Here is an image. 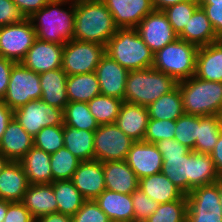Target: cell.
I'll use <instances>...</instances> for the list:
<instances>
[{"label": "cell", "instance_id": "7bdbcfd3", "mask_svg": "<svg viewBox=\"0 0 222 222\" xmlns=\"http://www.w3.org/2000/svg\"><path fill=\"white\" fill-rule=\"evenodd\" d=\"M34 147L44 150L48 154L55 153L64 147L63 125L42 128L34 137Z\"/></svg>", "mask_w": 222, "mask_h": 222}, {"label": "cell", "instance_id": "74e56055", "mask_svg": "<svg viewBox=\"0 0 222 222\" xmlns=\"http://www.w3.org/2000/svg\"><path fill=\"white\" fill-rule=\"evenodd\" d=\"M122 103L123 100L119 98L100 94L92 98L88 106L96 122L103 125L116 122Z\"/></svg>", "mask_w": 222, "mask_h": 222}, {"label": "cell", "instance_id": "94428289", "mask_svg": "<svg viewBox=\"0 0 222 222\" xmlns=\"http://www.w3.org/2000/svg\"><path fill=\"white\" fill-rule=\"evenodd\" d=\"M222 0H199V2H221Z\"/></svg>", "mask_w": 222, "mask_h": 222}, {"label": "cell", "instance_id": "5bb4252c", "mask_svg": "<svg viewBox=\"0 0 222 222\" xmlns=\"http://www.w3.org/2000/svg\"><path fill=\"white\" fill-rule=\"evenodd\" d=\"M136 29L144 43L154 53L178 38L163 11L154 10L149 13L137 25Z\"/></svg>", "mask_w": 222, "mask_h": 222}, {"label": "cell", "instance_id": "277c9868", "mask_svg": "<svg viewBox=\"0 0 222 222\" xmlns=\"http://www.w3.org/2000/svg\"><path fill=\"white\" fill-rule=\"evenodd\" d=\"M184 114L222 116V82L196 76L178 82Z\"/></svg>", "mask_w": 222, "mask_h": 222}, {"label": "cell", "instance_id": "91938a15", "mask_svg": "<svg viewBox=\"0 0 222 222\" xmlns=\"http://www.w3.org/2000/svg\"><path fill=\"white\" fill-rule=\"evenodd\" d=\"M216 183H217L218 191L220 194V203H221V210H222V176L218 178Z\"/></svg>", "mask_w": 222, "mask_h": 222}, {"label": "cell", "instance_id": "9a60e30c", "mask_svg": "<svg viewBox=\"0 0 222 222\" xmlns=\"http://www.w3.org/2000/svg\"><path fill=\"white\" fill-rule=\"evenodd\" d=\"M125 161L138 180L160 173L163 166L162 154L156 145L144 141H135L131 145Z\"/></svg>", "mask_w": 222, "mask_h": 222}, {"label": "cell", "instance_id": "9c48e42d", "mask_svg": "<svg viewBox=\"0 0 222 222\" xmlns=\"http://www.w3.org/2000/svg\"><path fill=\"white\" fill-rule=\"evenodd\" d=\"M41 96L40 75L21 62L15 63L3 102L14 111L29 101L41 99Z\"/></svg>", "mask_w": 222, "mask_h": 222}, {"label": "cell", "instance_id": "30bf717a", "mask_svg": "<svg viewBox=\"0 0 222 222\" xmlns=\"http://www.w3.org/2000/svg\"><path fill=\"white\" fill-rule=\"evenodd\" d=\"M134 142L115 123L99 125L94 134V160L123 161Z\"/></svg>", "mask_w": 222, "mask_h": 222}, {"label": "cell", "instance_id": "4fadbf2b", "mask_svg": "<svg viewBox=\"0 0 222 222\" xmlns=\"http://www.w3.org/2000/svg\"><path fill=\"white\" fill-rule=\"evenodd\" d=\"M14 118L32 137L44 127L64 125L63 110L41 99L29 101L14 110Z\"/></svg>", "mask_w": 222, "mask_h": 222}, {"label": "cell", "instance_id": "4316f807", "mask_svg": "<svg viewBox=\"0 0 222 222\" xmlns=\"http://www.w3.org/2000/svg\"><path fill=\"white\" fill-rule=\"evenodd\" d=\"M95 202L110 221L134 222L131 194H123L105 189Z\"/></svg>", "mask_w": 222, "mask_h": 222}, {"label": "cell", "instance_id": "d4e9b609", "mask_svg": "<svg viewBox=\"0 0 222 222\" xmlns=\"http://www.w3.org/2000/svg\"><path fill=\"white\" fill-rule=\"evenodd\" d=\"M194 76L201 80L222 82V39L199 47Z\"/></svg>", "mask_w": 222, "mask_h": 222}, {"label": "cell", "instance_id": "ab89813d", "mask_svg": "<svg viewBox=\"0 0 222 222\" xmlns=\"http://www.w3.org/2000/svg\"><path fill=\"white\" fill-rule=\"evenodd\" d=\"M187 208V198L159 204L145 222H186Z\"/></svg>", "mask_w": 222, "mask_h": 222}, {"label": "cell", "instance_id": "d590c367", "mask_svg": "<svg viewBox=\"0 0 222 222\" xmlns=\"http://www.w3.org/2000/svg\"><path fill=\"white\" fill-rule=\"evenodd\" d=\"M219 178L209 154L191 151L190 192L193 188L215 183Z\"/></svg>", "mask_w": 222, "mask_h": 222}, {"label": "cell", "instance_id": "f35d334b", "mask_svg": "<svg viewBox=\"0 0 222 222\" xmlns=\"http://www.w3.org/2000/svg\"><path fill=\"white\" fill-rule=\"evenodd\" d=\"M50 157L53 182L58 180H71L81 162L65 147L50 154Z\"/></svg>", "mask_w": 222, "mask_h": 222}, {"label": "cell", "instance_id": "7c38bea8", "mask_svg": "<svg viewBox=\"0 0 222 222\" xmlns=\"http://www.w3.org/2000/svg\"><path fill=\"white\" fill-rule=\"evenodd\" d=\"M36 39V32L29 18L0 27V56L16 63L21 62Z\"/></svg>", "mask_w": 222, "mask_h": 222}, {"label": "cell", "instance_id": "f907efd6", "mask_svg": "<svg viewBox=\"0 0 222 222\" xmlns=\"http://www.w3.org/2000/svg\"><path fill=\"white\" fill-rule=\"evenodd\" d=\"M16 62L0 56V100H3L10 80L11 70Z\"/></svg>", "mask_w": 222, "mask_h": 222}, {"label": "cell", "instance_id": "681fc988", "mask_svg": "<svg viewBox=\"0 0 222 222\" xmlns=\"http://www.w3.org/2000/svg\"><path fill=\"white\" fill-rule=\"evenodd\" d=\"M3 222H35V219L21 202H11Z\"/></svg>", "mask_w": 222, "mask_h": 222}, {"label": "cell", "instance_id": "7dc6e473", "mask_svg": "<svg viewBox=\"0 0 222 222\" xmlns=\"http://www.w3.org/2000/svg\"><path fill=\"white\" fill-rule=\"evenodd\" d=\"M25 16L12 0H0V27L22 22Z\"/></svg>", "mask_w": 222, "mask_h": 222}, {"label": "cell", "instance_id": "f5cc1de1", "mask_svg": "<svg viewBox=\"0 0 222 222\" xmlns=\"http://www.w3.org/2000/svg\"><path fill=\"white\" fill-rule=\"evenodd\" d=\"M14 117V111L10 109L3 100H0V141L7 128L8 123Z\"/></svg>", "mask_w": 222, "mask_h": 222}, {"label": "cell", "instance_id": "e0dca14e", "mask_svg": "<svg viewBox=\"0 0 222 222\" xmlns=\"http://www.w3.org/2000/svg\"><path fill=\"white\" fill-rule=\"evenodd\" d=\"M113 16L118 28H136L154 11L152 0H101Z\"/></svg>", "mask_w": 222, "mask_h": 222}, {"label": "cell", "instance_id": "f1b7e54d", "mask_svg": "<svg viewBox=\"0 0 222 222\" xmlns=\"http://www.w3.org/2000/svg\"><path fill=\"white\" fill-rule=\"evenodd\" d=\"M50 161V154L34 146L19 160L29 184L53 182Z\"/></svg>", "mask_w": 222, "mask_h": 222}, {"label": "cell", "instance_id": "7a4b0ae2", "mask_svg": "<svg viewBox=\"0 0 222 222\" xmlns=\"http://www.w3.org/2000/svg\"><path fill=\"white\" fill-rule=\"evenodd\" d=\"M69 2H71L69 11L59 8V6ZM29 19L33 24L37 39L65 45L73 39L75 0H50L47 5L35 12Z\"/></svg>", "mask_w": 222, "mask_h": 222}, {"label": "cell", "instance_id": "1f68e13d", "mask_svg": "<svg viewBox=\"0 0 222 222\" xmlns=\"http://www.w3.org/2000/svg\"><path fill=\"white\" fill-rule=\"evenodd\" d=\"M67 97L69 102H89L101 94L95 72L67 76Z\"/></svg>", "mask_w": 222, "mask_h": 222}, {"label": "cell", "instance_id": "d6986e66", "mask_svg": "<svg viewBox=\"0 0 222 222\" xmlns=\"http://www.w3.org/2000/svg\"><path fill=\"white\" fill-rule=\"evenodd\" d=\"M71 180L86 200H95L106 189L103 162H80Z\"/></svg>", "mask_w": 222, "mask_h": 222}, {"label": "cell", "instance_id": "2e32d148", "mask_svg": "<svg viewBox=\"0 0 222 222\" xmlns=\"http://www.w3.org/2000/svg\"><path fill=\"white\" fill-rule=\"evenodd\" d=\"M64 44L36 39L21 63L37 74L62 67Z\"/></svg>", "mask_w": 222, "mask_h": 222}, {"label": "cell", "instance_id": "f546056e", "mask_svg": "<svg viewBox=\"0 0 222 222\" xmlns=\"http://www.w3.org/2000/svg\"><path fill=\"white\" fill-rule=\"evenodd\" d=\"M138 188L158 204L186 198L162 172L139 179Z\"/></svg>", "mask_w": 222, "mask_h": 222}, {"label": "cell", "instance_id": "9f6ffc18", "mask_svg": "<svg viewBox=\"0 0 222 222\" xmlns=\"http://www.w3.org/2000/svg\"><path fill=\"white\" fill-rule=\"evenodd\" d=\"M186 1H199V0H152V4L154 10L163 11L169 6Z\"/></svg>", "mask_w": 222, "mask_h": 222}, {"label": "cell", "instance_id": "44dd1931", "mask_svg": "<svg viewBox=\"0 0 222 222\" xmlns=\"http://www.w3.org/2000/svg\"><path fill=\"white\" fill-rule=\"evenodd\" d=\"M148 120L147 107L123 101L115 124L134 141H143Z\"/></svg>", "mask_w": 222, "mask_h": 222}, {"label": "cell", "instance_id": "c3c4849f", "mask_svg": "<svg viewBox=\"0 0 222 222\" xmlns=\"http://www.w3.org/2000/svg\"><path fill=\"white\" fill-rule=\"evenodd\" d=\"M199 5L206 12L216 35L222 39V1L199 2Z\"/></svg>", "mask_w": 222, "mask_h": 222}, {"label": "cell", "instance_id": "cb8c5ba5", "mask_svg": "<svg viewBox=\"0 0 222 222\" xmlns=\"http://www.w3.org/2000/svg\"><path fill=\"white\" fill-rule=\"evenodd\" d=\"M29 186L27 175L19 161H9L0 173V199L21 202Z\"/></svg>", "mask_w": 222, "mask_h": 222}, {"label": "cell", "instance_id": "11a10c76", "mask_svg": "<svg viewBox=\"0 0 222 222\" xmlns=\"http://www.w3.org/2000/svg\"><path fill=\"white\" fill-rule=\"evenodd\" d=\"M35 222H72V216L57 212L39 217Z\"/></svg>", "mask_w": 222, "mask_h": 222}, {"label": "cell", "instance_id": "ac0fdd59", "mask_svg": "<svg viewBox=\"0 0 222 222\" xmlns=\"http://www.w3.org/2000/svg\"><path fill=\"white\" fill-rule=\"evenodd\" d=\"M128 72L127 69L105 54L95 70L101 95L116 97L124 101Z\"/></svg>", "mask_w": 222, "mask_h": 222}, {"label": "cell", "instance_id": "3957f363", "mask_svg": "<svg viewBox=\"0 0 222 222\" xmlns=\"http://www.w3.org/2000/svg\"><path fill=\"white\" fill-rule=\"evenodd\" d=\"M106 54L128 71L152 68L154 52L136 28H118L106 45Z\"/></svg>", "mask_w": 222, "mask_h": 222}, {"label": "cell", "instance_id": "8d00e7d4", "mask_svg": "<svg viewBox=\"0 0 222 222\" xmlns=\"http://www.w3.org/2000/svg\"><path fill=\"white\" fill-rule=\"evenodd\" d=\"M63 117L64 125L77 129L95 132L99 126L87 102H68L63 111Z\"/></svg>", "mask_w": 222, "mask_h": 222}, {"label": "cell", "instance_id": "6da1fadb", "mask_svg": "<svg viewBox=\"0 0 222 222\" xmlns=\"http://www.w3.org/2000/svg\"><path fill=\"white\" fill-rule=\"evenodd\" d=\"M117 29L113 16L101 0H75L73 39L106 46Z\"/></svg>", "mask_w": 222, "mask_h": 222}, {"label": "cell", "instance_id": "4dcf8cb0", "mask_svg": "<svg viewBox=\"0 0 222 222\" xmlns=\"http://www.w3.org/2000/svg\"><path fill=\"white\" fill-rule=\"evenodd\" d=\"M94 131L63 125V142L81 162L94 160Z\"/></svg>", "mask_w": 222, "mask_h": 222}, {"label": "cell", "instance_id": "b9f144b4", "mask_svg": "<svg viewBox=\"0 0 222 222\" xmlns=\"http://www.w3.org/2000/svg\"><path fill=\"white\" fill-rule=\"evenodd\" d=\"M198 136V116L183 114L176 120L174 140L195 151Z\"/></svg>", "mask_w": 222, "mask_h": 222}, {"label": "cell", "instance_id": "ba28073f", "mask_svg": "<svg viewBox=\"0 0 222 222\" xmlns=\"http://www.w3.org/2000/svg\"><path fill=\"white\" fill-rule=\"evenodd\" d=\"M105 54L104 45L72 39L64 45L61 68L67 75L95 72Z\"/></svg>", "mask_w": 222, "mask_h": 222}, {"label": "cell", "instance_id": "bcb514c9", "mask_svg": "<svg viewBox=\"0 0 222 222\" xmlns=\"http://www.w3.org/2000/svg\"><path fill=\"white\" fill-rule=\"evenodd\" d=\"M72 222H111L95 200H86L72 216Z\"/></svg>", "mask_w": 222, "mask_h": 222}, {"label": "cell", "instance_id": "603a6c76", "mask_svg": "<svg viewBox=\"0 0 222 222\" xmlns=\"http://www.w3.org/2000/svg\"><path fill=\"white\" fill-rule=\"evenodd\" d=\"M103 171L106 189L123 194L138 189L139 180L125 160L103 162Z\"/></svg>", "mask_w": 222, "mask_h": 222}, {"label": "cell", "instance_id": "60d3db41", "mask_svg": "<svg viewBox=\"0 0 222 222\" xmlns=\"http://www.w3.org/2000/svg\"><path fill=\"white\" fill-rule=\"evenodd\" d=\"M199 6V1H186L169 6L163 12L166 14L174 32L179 35Z\"/></svg>", "mask_w": 222, "mask_h": 222}, {"label": "cell", "instance_id": "db71d44e", "mask_svg": "<svg viewBox=\"0 0 222 222\" xmlns=\"http://www.w3.org/2000/svg\"><path fill=\"white\" fill-rule=\"evenodd\" d=\"M215 164L216 171L219 177L222 176V130L220 132L219 139L214 147V149L209 154Z\"/></svg>", "mask_w": 222, "mask_h": 222}, {"label": "cell", "instance_id": "ffe728a7", "mask_svg": "<svg viewBox=\"0 0 222 222\" xmlns=\"http://www.w3.org/2000/svg\"><path fill=\"white\" fill-rule=\"evenodd\" d=\"M33 146V137L13 117L0 141V152L9 161H19Z\"/></svg>", "mask_w": 222, "mask_h": 222}, {"label": "cell", "instance_id": "7402d4cb", "mask_svg": "<svg viewBox=\"0 0 222 222\" xmlns=\"http://www.w3.org/2000/svg\"><path fill=\"white\" fill-rule=\"evenodd\" d=\"M21 203L29 210L35 220L58 212L52 183L29 184Z\"/></svg>", "mask_w": 222, "mask_h": 222}, {"label": "cell", "instance_id": "8992f818", "mask_svg": "<svg viewBox=\"0 0 222 222\" xmlns=\"http://www.w3.org/2000/svg\"><path fill=\"white\" fill-rule=\"evenodd\" d=\"M199 48L180 38L154 53L152 67L172 76L177 82L195 75Z\"/></svg>", "mask_w": 222, "mask_h": 222}, {"label": "cell", "instance_id": "816d5d0a", "mask_svg": "<svg viewBox=\"0 0 222 222\" xmlns=\"http://www.w3.org/2000/svg\"><path fill=\"white\" fill-rule=\"evenodd\" d=\"M25 18H30L35 12L39 11L50 0H12Z\"/></svg>", "mask_w": 222, "mask_h": 222}, {"label": "cell", "instance_id": "ee69618b", "mask_svg": "<svg viewBox=\"0 0 222 222\" xmlns=\"http://www.w3.org/2000/svg\"><path fill=\"white\" fill-rule=\"evenodd\" d=\"M176 121L149 119L143 141L157 143L164 139H174Z\"/></svg>", "mask_w": 222, "mask_h": 222}, {"label": "cell", "instance_id": "484cf974", "mask_svg": "<svg viewBox=\"0 0 222 222\" xmlns=\"http://www.w3.org/2000/svg\"><path fill=\"white\" fill-rule=\"evenodd\" d=\"M39 75L42 89L41 100L64 111L69 102L66 90L68 75L62 68L49 70Z\"/></svg>", "mask_w": 222, "mask_h": 222}, {"label": "cell", "instance_id": "83f0119b", "mask_svg": "<svg viewBox=\"0 0 222 222\" xmlns=\"http://www.w3.org/2000/svg\"><path fill=\"white\" fill-rule=\"evenodd\" d=\"M178 38L194 44L198 48L220 40L207 18L206 12L200 6L195 10Z\"/></svg>", "mask_w": 222, "mask_h": 222}, {"label": "cell", "instance_id": "6f0895ef", "mask_svg": "<svg viewBox=\"0 0 222 222\" xmlns=\"http://www.w3.org/2000/svg\"><path fill=\"white\" fill-rule=\"evenodd\" d=\"M11 202L0 199V222H3Z\"/></svg>", "mask_w": 222, "mask_h": 222}, {"label": "cell", "instance_id": "836d02e7", "mask_svg": "<svg viewBox=\"0 0 222 222\" xmlns=\"http://www.w3.org/2000/svg\"><path fill=\"white\" fill-rule=\"evenodd\" d=\"M222 130V116H198V136L195 152L210 154L214 149Z\"/></svg>", "mask_w": 222, "mask_h": 222}, {"label": "cell", "instance_id": "8fae6325", "mask_svg": "<svg viewBox=\"0 0 222 222\" xmlns=\"http://www.w3.org/2000/svg\"><path fill=\"white\" fill-rule=\"evenodd\" d=\"M186 198V222H222L220 194L216 182L193 188Z\"/></svg>", "mask_w": 222, "mask_h": 222}, {"label": "cell", "instance_id": "e575fe53", "mask_svg": "<svg viewBox=\"0 0 222 222\" xmlns=\"http://www.w3.org/2000/svg\"><path fill=\"white\" fill-rule=\"evenodd\" d=\"M52 186L58 205V213L73 216L86 201L72 180L54 181Z\"/></svg>", "mask_w": 222, "mask_h": 222}, {"label": "cell", "instance_id": "5b68a950", "mask_svg": "<svg viewBox=\"0 0 222 222\" xmlns=\"http://www.w3.org/2000/svg\"><path fill=\"white\" fill-rule=\"evenodd\" d=\"M177 84L172 76L153 67L129 71L124 101L148 107L159 97L172 91Z\"/></svg>", "mask_w": 222, "mask_h": 222}, {"label": "cell", "instance_id": "52a82bcc", "mask_svg": "<svg viewBox=\"0 0 222 222\" xmlns=\"http://www.w3.org/2000/svg\"><path fill=\"white\" fill-rule=\"evenodd\" d=\"M155 145L163 158L161 172L185 195H188L190 193L191 150L174 139L160 140Z\"/></svg>", "mask_w": 222, "mask_h": 222}, {"label": "cell", "instance_id": "680465c9", "mask_svg": "<svg viewBox=\"0 0 222 222\" xmlns=\"http://www.w3.org/2000/svg\"><path fill=\"white\" fill-rule=\"evenodd\" d=\"M8 162L9 160L0 152V173Z\"/></svg>", "mask_w": 222, "mask_h": 222}, {"label": "cell", "instance_id": "f6af8a7d", "mask_svg": "<svg viewBox=\"0 0 222 222\" xmlns=\"http://www.w3.org/2000/svg\"><path fill=\"white\" fill-rule=\"evenodd\" d=\"M131 197L134 209V222H145L159 205L139 188L131 193Z\"/></svg>", "mask_w": 222, "mask_h": 222}, {"label": "cell", "instance_id": "d6a6232c", "mask_svg": "<svg viewBox=\"0 0 222 222\" xmlns=\"http://www.w3.org/2000/svg\"><path fill=\"white\" fill-rule=\"evenodd\" d=\"M147 110L149 119L176 121L182 116L184 111L178 84L172 91L152 102Z\"/></svg>", "mask_w": 222, "mask_h": 222}]
</instances>
